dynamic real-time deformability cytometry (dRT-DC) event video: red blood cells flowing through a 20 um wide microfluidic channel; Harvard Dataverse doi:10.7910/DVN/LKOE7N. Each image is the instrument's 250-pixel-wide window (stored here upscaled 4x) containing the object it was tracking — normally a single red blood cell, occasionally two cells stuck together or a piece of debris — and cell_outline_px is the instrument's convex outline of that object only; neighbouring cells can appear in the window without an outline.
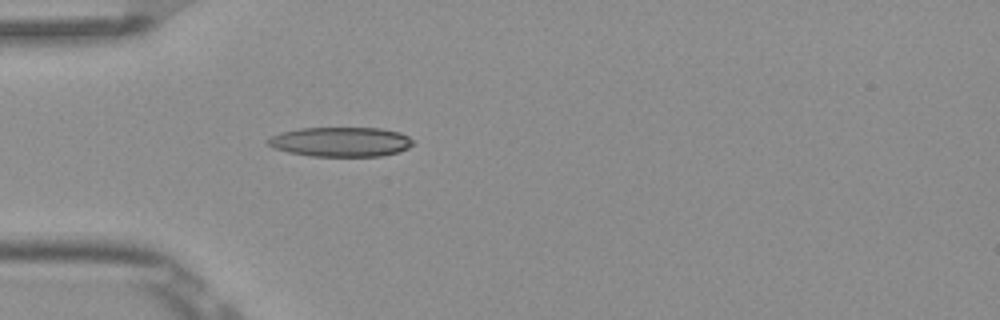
{"species": "Egyptian fruit bat (a non-hibernating species)", "species_latin": "Rousettus aegyptiacus", "temperature_condition": "room temperature", "stored_images_in_passage": 3, "camera_frame_rate_fps": 3000, "um_per_image_px": 0.085, "frame": {"image": 1, "passage_image": 3, "time_ms": 0.667, "image_size_px": [1000, 320], "cell_outline_px": [[416, 144], [400, 152], [380, 156], [312, 156], [288, 152], [272, 148], [264, 140], [280, 132], [300, 128], [380, 128], [400, 132], [408, 136]], "centroid_in_image_um": [28.97, 12.05], "position_along_channel_um": 56.0, "area_um2": 25.26}}